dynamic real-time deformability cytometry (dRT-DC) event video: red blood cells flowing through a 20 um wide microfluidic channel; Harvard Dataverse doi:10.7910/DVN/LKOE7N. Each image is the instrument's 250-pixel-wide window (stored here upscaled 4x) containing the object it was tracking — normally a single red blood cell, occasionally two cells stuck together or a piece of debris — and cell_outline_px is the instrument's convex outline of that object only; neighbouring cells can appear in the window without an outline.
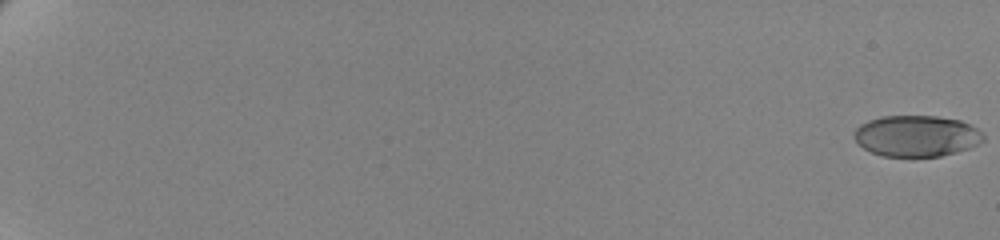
{"species": "human", "species_latin": "Homo sapiens", "temperature_condition": "cold", "stored_images_in_passage": 21, "camera_frame_rate_fps": 3000, "um_per_image_px": 0.085, "donor": {"sex": "female"}, "frame": {"image": 1, "passage_image": 1, "time_ms": 0.0, "image_size_px": [1000, 240], "cell_outline_px": [[984, 140], [980, 144], [956, 152], [940, 156], [884, 156], [872, 152], [864, 148], [856, 140], [856, 128], [860, 124], [868, 120], [880, 116], [936, 116], [960, 120], [984, 132]], "centroid_in_image_um": [77.94, 11.55], "position_along_channel_um": 7.1, "area_um2": 30.87}}
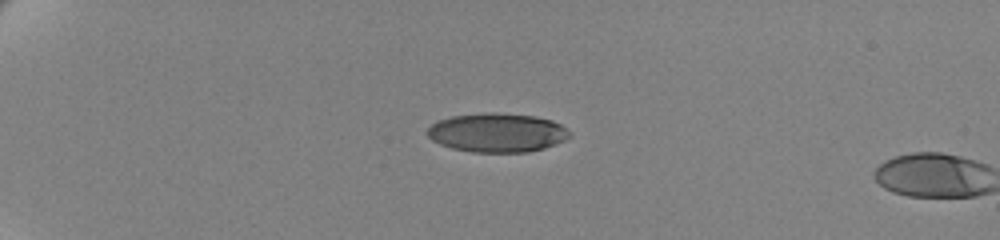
{"frame": {"image": 2, "passage_image": 19, "time_ms": 6.0, "image_size_px": [1000, 240], "cell_outline_px": [[572, 132], [564, 140], [544, 148], [528, 152], [472, 152], [452, 148], [440, 144], [432, 140], [428, 136], [428, 128], [432, 124], [440, 120], [452, 116], [488, 112], [492, 112], [536, 116], [552, 120], [560, 124]], "centroid_in_image_um": [42.27, 11.27], "position_along_channel_um": 42.7, "area_um2": 32.19}}